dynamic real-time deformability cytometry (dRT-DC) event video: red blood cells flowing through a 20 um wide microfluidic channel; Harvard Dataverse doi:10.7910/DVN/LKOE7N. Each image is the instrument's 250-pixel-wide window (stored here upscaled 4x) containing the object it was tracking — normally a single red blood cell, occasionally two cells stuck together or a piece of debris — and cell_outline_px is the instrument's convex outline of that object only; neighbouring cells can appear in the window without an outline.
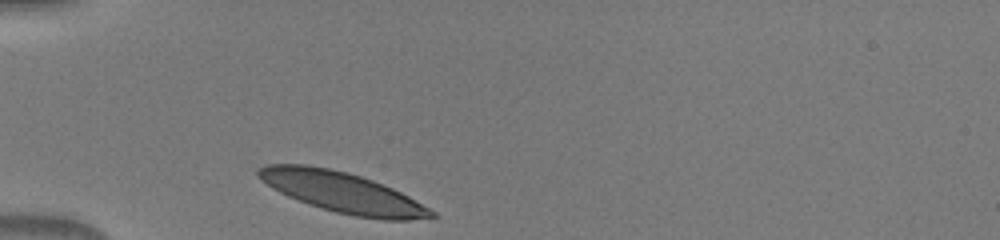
{"species": "human", "species_latin": "Homo sapiens", "temperature_condition": "warm", "stored_images_in_passage": 29, "camera_frame_rate_fps": 3000, "um_per_image_px": 0.085, "donor": {"sex": "male"}, "frame": {"image": 1, "passage_image": 1, "time_ms": 0.0, "image_size_px": [1000, 240], "cell_outline_px": [[436, 216], [408, 220], [384, 220], [352, 216], [336, 212], [308, 204], [288, 196], [272, 188], [260, 180], [256, 176], [256, 172], [264, 164], [308, 164], [348, 172], [384, 184], [408, 196], [436, 212]], "centroid_in_image_um": [29.07, 16.34], "position_along_channel_um": 55.9, "area_um2": 40.75}}
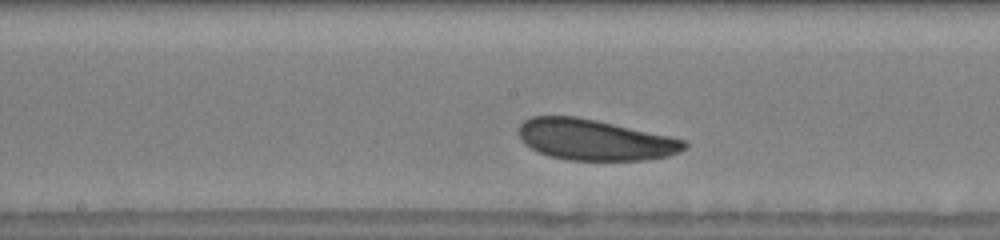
{"frame": {"image": 2, "passage_image": 13, "time_ms": 4.0, "image_size_px": [1000, 240], "cell_outline_px": [[688, 144], [680, 152], [668, 156], [644, 160], [568, 160], [552, 156], [540, 152], [524, 144], [520, 140], [520, 124], [524, 120], [532, 116], [576, 116], [596, 120], [668, 136], [684, 140]], "centroid_in_image_um": [50.54, 11.88], "position_along_channel_um": 197.7, "area_um2": 39.07}}
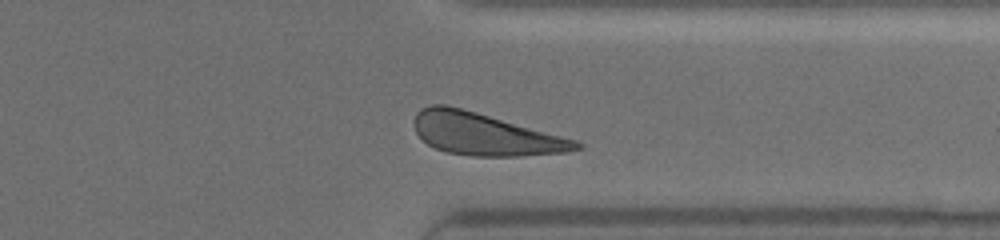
{"frame": {"image": 3, "passage_image": 26, "time_ms": 8.333, "image_size_px": [1000, 240], "cell_outline_px": [[584, 148], [564, 152], [520, 156], [472, 156], [448, 152], [436, 148], [428, 144], [416, 132], [412, 120], [416, 112], [420, 108], [432, 104], [448, 104], [576, 140], [584, 144]], "centroid_in_image_um": [41.18, 11.39], "position_along_channel_um": 370.2, "area_um2": 39.71}}